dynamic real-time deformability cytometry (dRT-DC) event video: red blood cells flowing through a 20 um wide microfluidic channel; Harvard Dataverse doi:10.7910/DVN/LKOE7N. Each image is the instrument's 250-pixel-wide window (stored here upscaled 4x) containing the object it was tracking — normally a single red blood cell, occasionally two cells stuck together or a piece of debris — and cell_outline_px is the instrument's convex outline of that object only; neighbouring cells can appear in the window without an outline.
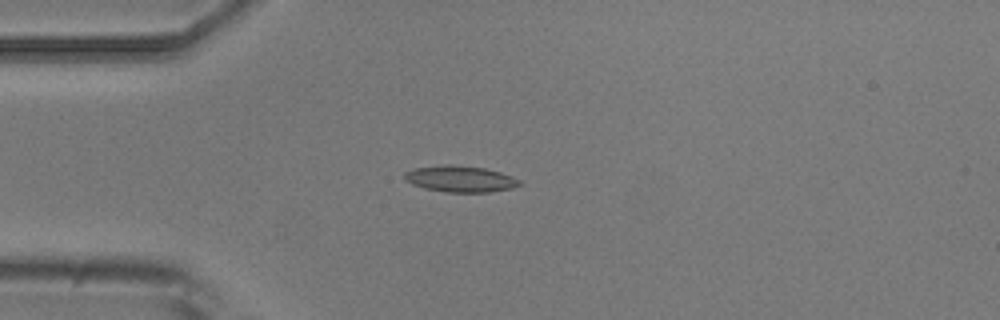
{"species": "common noctule bat (a hibernating species)", "species_latin": "Nyctalus noctula", "temperature_condition": "room temperature", "stored_images_in_passage": 3, "camera_frame_rate_fps": 3000, "um_per_image_px": 0.085, "animal": {"sex": "male", "body_mass_g": 20.5, "forearm_length_mm": 52.5}, "frame": {"image": 1, "passage_image": 3, "time_ms": 3.0, "image_size_px": [1000, 320], "cell_outline_px": [[524, 184], [512, 188], [488, 192], [444, 192], [424, 188], [412, 184], [404, 180], [404, 172], [412, 168], [440, 164], [452, 164], [484, 168], [500, 172], [512, 176], [520, 180]], "centroid_in_image_um": [39.1, 15.2], "position_along_channel_um": 45.9, "area_um2": 17.92}}